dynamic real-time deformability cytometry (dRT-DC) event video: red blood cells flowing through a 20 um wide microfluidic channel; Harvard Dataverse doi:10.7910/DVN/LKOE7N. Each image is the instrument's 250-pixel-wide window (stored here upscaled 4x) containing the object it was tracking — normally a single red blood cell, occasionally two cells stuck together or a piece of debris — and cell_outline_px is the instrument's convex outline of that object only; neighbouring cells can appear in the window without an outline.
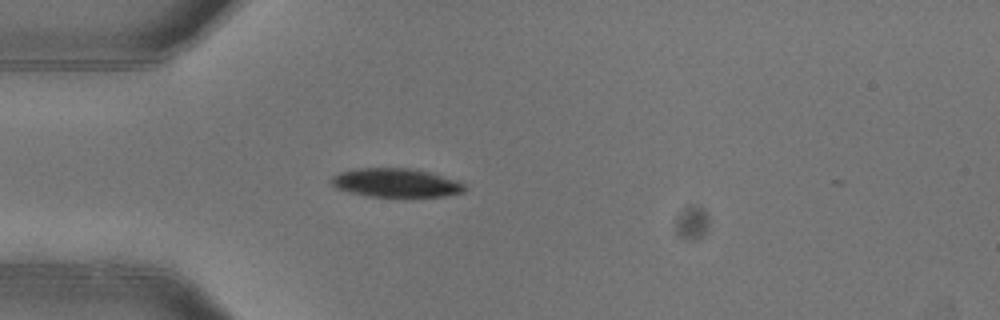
{"species": "common noctule bat (a hibernating species)", "species_latin": "Nyctalus noctula", "temperature_condition": "warm", "stored_images_in_passage": 1, "camera_frame_rate_fps": 3000, "um_per_image_px": 0.085, "animal": {"sex": "female"}, "frame": {"image": 1, "passage_image": 1, "time_ms": 0.0, "image_size_px": [1000, 320], "cell_outline_px": [[464, 192], [444, 196], [368, 196], [336, 188], [332, 184], [332, 176], [340, 172], [356, 168], [416, 168], [464, 180]], "centroid_in_image_um": [33.75, 15.51], "position_along_channel_um": 51.3, "area_um2": 22.54}}